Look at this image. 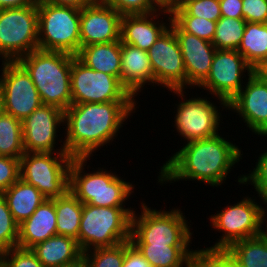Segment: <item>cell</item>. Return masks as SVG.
<instances>
[{
	"label": "cell",
	"mask_w": 267,
	"mask_h": 267,
	"mask_svg": "<svg viewBox=\"0 0 267 267\" xmlns=\"http://www.w3.org/2000/svg\"><path fill=\"white\" fill-rule=\"evenodd\" d=\"M169 27L178 40L186 70V85L199 86L209 75L216 48L212 42L183 32L169 16ZM192 85V86H191Z\"/></svg>",
	"instance_id": "d6986e66"
},
{
	"label": "cell",
	"mask_w": 267,
	"mask_h": 267,
	"mask_svg": "<svg viewBox=\"0 0 267 267\" xmlns=\"http://www.w3.org/2000/svg\"><path fill=\"white\" fill-rule=\"evenodd\" d=\"M122 267H152V266L129 240L125 241V258Z\"/></svg>",
	"instance_id": "b9f144b4"
},
{
	"label": "cell",
	"mask_w": 267,
	"mask_h": 267,
	"mask_svg": "<svg viewBox=\"0 0 267 267\" xmlns=\"http://www.w3.org/2000/svg\"><path fill=\"white\" fill-rule=\"evenodd\" d=\"M238 182L241 184L251 182L263 203L267 200V151L259 156L256 167L251 174L242 175Z\"/></svg>",
	"instance_id": "8d00e7d4"
},
{
	"label": "cell",
	"mask_w": 267,
	"mask_h": 267,
	"mask_svg": "<svg viewBox=\"0 0 267 267\" xmlns=\"http://www.w3.org/2000/svg\"><path fill=\"white\" fill-rule=\"evenodd\" d=\"M245 86L228 103V109L235 110L252 132L267 137V80L253 71Z\"/></svg>",
	"instance_id": "2e32d148"
},
{
	"label": "cell",
	"mask_w": 267,
	"mask_h": 267,
	"mask_svg": "<svg viewBox=\"0 0 267 267\" xmlns=\"http://www.w3.org/2000/svg\"><path fill=\"white\" fill-rule=\"evenodd\" d=\"M87 159L73 158L69 170V191L83 204L124 207L123 203L133 192L132 183L103 168L94 173H84Z\"/></svg>",
	"instance_id": "5b68a950"
},
{
	"label": "cell",
	"mask_w": 267,
	"mask_h": 267,
	"mask_svg": "<svg viewBox=\"0 0 267 267\" xmlns=\"http://www.w3.org/2000/svg\"><path fill=\"white\" fill-rule=\"evenodd\" d=\"M20 178V159L0 156V195Z\"/></svg>",
	"instance_id": "ab89813d"
},
{
	"label": "cell",
	"mask_w": 267,
	"mask_h": 267,
	"mask_svg": "<svg viewBox=\"0 0 267 267\" xmlns=\"http://www.w3.org/2000/svg\"><path fill=\"white\" fill-rule=\"evenodd\" d=\"M1 195L18 225L27 220L46 199L37 188L24 182L21 178Z\"/></svg>",
	"instance_id": "d4e9b609"
},
{
	"label": "cell",
	"mask_w": 267,
	"mask_h": 267,
	"mask_svg": "<svg viewBox=\"0 0 267 267\" xmlns=\"http://www.w3.org/2000/svg\"><path fill=\"white\" fill-rule=\"evenodd\" d=\"M171 16H196L213 22L222 17L219 0H184Z\"/></svg>",
	"instance_id": "d6a6232c"
},
{
	"label": "cell",
	"mask_w": 267,
	"mask_h": 267,
	"mask_svg": "<svg viewBox=\"0 0 267 267\" xmlns=\"http://www.w3.org/2000/svg\"><path fill=\"white\" fill-rule=\"evenodd\" d=\"M243 18L221 17L216 24L212 44L216 49L237 50L245 31Z\"/></svg>",
	"instance_id": "4dcf8cb0"
},
{
	"label": "cell",
	"mask_w": 267,
	"mask_h": 267,
	"mask_svg": "<svg viewBox=\"0 0 267 267\" xmlns=\"http://www.w3.org/2000/svg\"><path fill=\"white\" fill-rule=\"evenodd\" d=\"M120 82L133 97L145 83H153V71L147 51L121 43Z\"/></svg>",
	"instance_id": "7402d4cb"
},
{
	"label": "cell",
	"mask_w": 267,
	"mask_h": 267,
	"mask_svg": "<svg viewBox=\"0 0 267 267\" xmlns=\"http://www.w3.org/2000/svg\"><path fill=\"white\" fill-rule=\"evenodd\" d=\"M135 101L71 104L64 111L66 139L63 145L73 158H90L98 147L114 139L123 122L135 110Z\"/></svg>",
	"instance_id": "6da1fadb"
},
{
	"label": "cell",
	"mask_w": 267,
	"mask_h": 267,
	"mask_svg": "<svg viewBox=\"0 0 267 267\" xmlns=\"http://www.w3.org/2000/svg\"><path fill=\"white\" fill-rule=\"evenodd\" d=\"M242 15L246 22L267 23V0H242Z\"/></svg>",
	"instance_id": "60d3db41"
},
{
	"label": "cell",
	"mask_w": 267,
	"mask_h": 267,
	"mask_svg": "<svg viewBox=\"0 0 267 267\" xmlns=\"http://www.w3.org/2000/svg\"><path fill=\"white\" fill-rule=\"evenodd\" d=\"M3 112L23 121L43 103L29 73L18 61H2Z\"/></svg>",
	"instance_id": "4fadbf2b"
},
{
	"label": "cell",
	"mask_w": 267,
	"mask_h": 267,
	"mask_svg": "<svg viewBox=\"0 0 267 267\" xmlns=\"http://www.w3.org/2000/svg\"><path fill=\"white\" fill-rule=\"evenodd\" d=\"M75 56L36 49L18 62L29 73L43 104L65 111L72 104L71 66Z\"/></svg>",
	"instance_id": "3957f363"
},
{
	"label": "cell",
	"mask_w": 267,
	"mask_h": 267,
	"mask_svg": "<svg viewBox=\"0 0 267 267\" xmlns=\"http://www.w3.org/2000/svg\"><path fill=\"white\" fill-rule=\"evenodd\" d=\"M221 15L230 18H243L242 0H219Z\"/></svg>",
	"instance_id": "7bdbcfd3"
},
{
	"label": "cell",
	"mask_w": 267,
	"mask_h": 267,
	"mask_svg": "<svg viewBox=\"0 0 267 267\" xmlns=\"http://www.w3.org/2000/svg\"><path fill=\"white\" fill-rule=\"evenodd\" d=\"M0 267H5L4 261L0 255Z\"/></svg>",
	"instance_id": "f907efd6"
},
{
	"label": "cell",
	"mask_w": 267,
	"mask_h": 267,
	"mask_svg": "<svg viewBox=\"0 0 267 267\" xmlns=\"http://www.w3.org/2000/svg\"><path fill=\"white\" fill-rule=\"evenodd\" d=\"M246 70L248 76L254 71L237 50L217 49L209 75L198 87L210 90L228 109V103L243 88L241 76Z\"/></svg>",
	"instance_id": "5bb4252c"
},
{
	"label": "cell",
	"mask_w": 267,
	"mask_h": 267,
	"mask_svg": "<svg viewBox=\"0 0 267 267\" xmlns=\"http://www.w3.org/2000/svg\"><path fill=\"white\" fill-rule=\"evenodd\" d=\"M187 267H239L226 250H193Z\"/></svg>",
	"instance_id": "836d02e7"
},
{
	"label": "cell",
	"mask_w": 267,
	"mask_h": 267,
	"mask_svg": "<svg viewBox=\"0 0 267 267\" xmlns=\"http://www.w3.org/2000/svg\"><path fill=\"white\" fill-rule=\"evenodd\" d=\"M3 113V96H2V90L0 86V115Z\"/></svg>",
	"instance_id": "681fc988"
},
{
	"label": "cell",
	"mask_w": 267,
	"mask_h": 267,
	"mask_svg": "<svg viewBox=\"0 0 267 267\" xmlns=\"http://www.w3.org/2000/svg\"><path fill=\"white\" fill-rule=\"evenodd\" d=\"M226 251L239 267H267V233L237 241Z\"/></svg>",
	"instance_id": "83f0119b"
},
{
	"label": "cell",
	"mask_w": 267,
	"mask_h": 267,
	"mask_svg": "<svg viewBox=\"0 0 267 267\" xmlns=\"http://www.w3.org/2000/svg\"><path fill=\"white\" fill-rule=\"evenodd\" d=\"M61 123L64 124V111L57 107L42 104L34 110L22 121L25 152H54Z\"/></svg>",
	"instance_id": "ac0fdd59"
},
{
	"label": "cell",
	"mask_w": 267,
	"mask_h": 267,
	"mask_svg": "<svg viewBox=\"0 0 267 267\" xmlns=\"http://www.w3.org/2000/svg\"><path fill=\"white\" fill-rule=\"evenodd\" d=\"M76 57L87 67L120 80L121 40L81 47Z\"/></svg>",
	"instance_id": "cb8c5ba5"
},
{
	"label": "cell",
	"mask_w": 267,
	"mask_h": 267,
	"mask_svg": "<svg viewBox=\"0 0 267 267\" xmlns=\"http://www.w3.org/2000/svg\"><path fill=\"white\" fill-rule=\"evenodd\" d=\"M72 104L135 101L117 77L87 67L76 56L71 66Z\"/></svg>",
	"instance_id": "8fae6325"
},
{
	"label": "cell",
	"mask_w": 267,
	"mask_h": 267,
	"mask_svg": "<svg viewBox=\"0 0 267 267\" xmlns=\"http://www.w3.org/2000/svg\"><path fill=\"white\" fill-rule=\"evenodd\" d=\"M54 204L57 235L71 237L78 243L83 203L68 190L63 196L55 198Z\"/></svg>",
	"instance_id": "4316f807"
},
{
	"label": "cell",
	"mask_w": 267,
	"mask_h": 267,
	"mask_svg": "<svg viewBox=\"0 0 267 267\" xmlns=\"http://www.w3.org/2000/svg\"><path fill=\"white\" fill-rule=\"evenodd\" d=\"M64 267H85V266H84L83 260L81 259L79 262L75 264L64 266Z\"/></svg>",
	"instance_id": "c3c4849f"
},
{
	"label": "cell",
	"mask_w": 267,
	"mask_h": 267,
	"mask_svg": "<svg viewBox=\"0 0 267 267\" xmlns=\"http://www.w3.org/2000/svg\"><path fill=\"white\" fill-rule=\"evenodd\" d=\"M256 71L260 73L267 80V61Z\"/></svg>",
	"instance_id": "7dc6e473"
},
{
	"label": "cell",
	"mask_w": 267,
	"mask_h": 267,
	"mask_svg": "<svg viewBox=\"0 0 267 267\" xmlns=\"http://www.w3.org/2000/svg\"><path fill=\"white\" fill-rule=\"evenodd\" d=\"M149 1L156 9H158L159 12L164 13L163 15H165V13H168V15H170L176 8L180 6L178 0H149Z\"/></svg>",
	"instance_id": "ee69618b"
},
{
	"label": "cell",
	"mask_w": 267,
	"mask_h": 267,
	"mask_svg": "<svg viewBox=\"0 0 267 267\" xmlns=\"http://www.w3.org/2000/svg\"><path fill=\"white\" fill-rule=\"evenodd\" d=\"M147 52L153 71V84L164 85L184 98L186 70L178 40L169 25Z\"/></svg>",
	"instance_id": "7c38bea8"
},
{
	"label": "cell",
	"mask_w": 267,
	"mask_h": 267,
	"mask_svg": "<svg viewBox=\"0 0 267 267\" xmlns=\"http://www.w3.org/2000/svg\"><path fill=\"white\" fill-rule=\"evenodd\" d=\"M141 206V215L137 217L134 211L131 218L132 244L190 245L192 233L180 209L157 211L151 210L144 203Z\"/></svg>",
	"instance_id": "52a82bcc"
},
{
	"label": "cell",
	"mask_w": 267,
	"mask_h": 267,
	"mask_svg": "<svg viewBox=\"0 0 267 267\" xmlns=\"http://www.w3.org/2000/svg\"><path fill=\"white\" fill-rule=\"evenodd\" d=\"M59 152H25L20 157V178L37 188L46 199L63 196L69 190L73 157L64 145ZM57 154L56 156L53 154Z\"/></svg>",
	"instance_id": "ba28073f"
},
{
	"label": "cell",
	"mask_w": 267,
	"mask_h": 267,
	"mask_svg": "<svg viewBox=\"0 0 267 267\" xmlns=\"http://www.w3.org/2000/svg\"><path fill=\"white\" fill-rule=\"evenodd\" d=\"M0 255L5 267H44L31 249L14 247Z\"/></svg>",
	"instance_id": "74e56055"
},
{
	"label": "cell",
	"mask_w": 267,
	"mask_h": 267,
	"mask_svg": "<svg viewBox=\"0 0 267 267\" xmlns=\"http://www.w3.org/2000/svg\"><path fill=\"white\" fill-rule=\"evenodd\" d=\"M92 251L83 253L82 260L85 267H122L125 258V242L111 247L95 248Z\"/></svg>",
	"instance_id": "1f68e13d"
},
{
	"label": "cell",
	"mask_w": 267,
	"mask_h": 267,
	"mask_svg": "<svg viewBox=\"0 0 267 267\" xmlns=\"http://www.w3.org/2000/svg\"><path fill=\"white\" fill-rule=\"evenodd\" d=\"M171 20L183 31L212 42L217 22L196 16H171Z\"/></svg>",
	"instance_id": "e575fe53"
},
{
	"label": "cell",
	"mask_w": 267,
	"mask_h": 267,
	"mask_svg": "<svg viewBox=\"0 0 267 267\" xmlns=\"http://www.w3.org/2000/svg\"><path fill=\"white\" fill-rule=\"evenodd\" d=\"M38 49L76 56L81 48L80 13L75 6L53 5L37 0Z\"/></svg>",
	"instance_id": "8992f818"
},
{
	"label": "cell",
	"mask_w": 267,
	"mask_h": 267,
	"mask_svg": "<svg viewBox=\"0 0 267 267\" xmlns=\"http://www.w3.org/2000/svg\"><path fill=\"white\" fill-rule=\"evenodd\" d=\"M57 235L54 199H45L33 214L18 227L17 247L31 249Z\"/></svg>",
	"instance_id": "ffe728a7"
},
{
	"label": "cell",
	"mask_w": 267,
	"mask_h": 267,
	"mask_svg": "<svg viewBox=\"0 0 267 267\" xmlns=\"http://www.w3.org/2000/svg\"><path fill=\"white\" fill-rule=\"evenodd\" d=\"M152 267H183L188 265L192 249L188 246L133 244ZM184 264V265H183Z\"/></svg>",
	"instance_id": "f1b7e54d"
},
{
	"label": "cell",
	"mask_w": 267,
	"mask_h": 267,
	"mask_svg": "<svg viewBox=\"0 0 267 267\" xmlns=\"http://www.w3.org/2000/svg\"><path fill=\"white\" fill-rule=\"evenodd\" d=\"M24 153L22 121L3 112L0 115V156L20 159Z\"/></svg>",
	"instance_id": "f546056e"
},
{
	"label": "cell",
	"mask_w": 267,
	"mask_h": 267,
	"mask_svg": "<svg viewBox=\"0 0 267 267\" xmlns=\"http://www.w3.org/2000/svg\"><path fill=\"white\" fill-rule=\"evenodd\" d=\"M238 146L219 134L189 141L161 166L160 183L192 179L220 186L241 158Z\"/></svg>",
	"instance_id": "7a4b0ae2"
},
{
	"label": "cell",
	"mask_w": 267,
	"mask_h": 267,
	"mask_svg": "<svg viewBox=\"0 0 267 267\" xmlns=\"http://www.w3.org/2000/svg\"><path fill=\"white\" fill-rule=\"evenodd\" d=\"M43 1L53 5L75 6L81 9L87 5L97 2L98 0H43Z\"/></svg>",
	"instance_id": "f6af8a7d"
},
{
	"label": "cell",
	"mask_w": 267,
	"mask_h": 267,
	"mask_svg": "<svg viewBox=\"0 0 267 267\" xmlns=\"http://www.w3.org/2000/svg\"><path fill=\"white\" fill-rule=\"evenodd\" d=\"M44 267H64L82 259L83 253L77 240L55 235L31 248Z\"/></svg>",
	"instance_id": "603a6c76"
},
{
	"label": "cell",
	"mask_w": 267,
	"mask_h": 267,
	"mask_svg": "<svg viewBox=\"0 0 267 267\" xmlns=\"http://www.w3.org/2000/svg\"><path fill=\"white\" fill-rule=\"evenodd\" d=\"M37 0H0V9L19 8L34 5Z\"/></svg>",
	"instance_id": "bcb514c9"
},
{
	"label": "cell",
	"mask_w": 267,
	"mask_h": 267,
	"mask_svg": "<svg viewBox=\"0 0 267 267\" xmlns=\"http://www.w3.org/2000/svg\"><path fill=\"white\" fill-rule=\"evenodd\" d=\"M18 227L5 199L0 195V253L17 247Z\"/></svg>",
	"instance_id": "d590c367"
},
{
	"label": "cell",
	"mask_w": 267,
	"mask_h": 267,
	"mask_svg": "<svg viewBox=\"0 0 267 267\" xmlns=\"http://www.w3.org/2000/svg\"><path fill=\"white\" fill-rule=\"evenodd\" d=\"M133 213L130 208L83 204L78 236L82 253L129 241Z\"/></svg>",
	"instance_id": "277c9868"
},
{
	"label": "cell",
	"mask_w": 267,
	"mask_h": 267,
	"mask_svg": "<svg viewBox=\"0 0 267 267\" xmlns=\"http://www.w3.org/2000/svg\"><path fill=\"white\" fill-rule=\"evenodd\" d=\"M121 17L116 9L99 0L81 8V47L119 41Z\"/></svg>",
	"instance_id": "e0dca14e"
},
{
	"label": "cell",
	"mask_w": 267,
	"mask_h": 267,
	"mask_svg": "<svg viewBox=\"0 0 267 267\" xmlns=\"http://www.w3.org/2000/svg\"><path fill=\"white\" fill-rule=\"evenodd\" d=\"M266 210L251 198L246 197L233 206H226L214 216L211 215L213 228L224 232L219 242L207 249L226 250L231 244L258 236L264 232Z\"/></svg>",
	"instance_id": "30bf717a"
},
{
	"label": "cell",
	"mask_w": 267,
	"mask_h": 267,
	"mask_svg": "<svg viewBox=\"0 0 267 267\" xmlns=\"http://www.w3.org/2000/svg\"><path fill=\"white\" fill-rule=\"evenodd\" d=\"M156 12L158 11L148 14L123 15L120 30L121 43L148 51L158 37L168 28L166 23L154 21L158 18Z\"/></svg>",
	"instance_id": "44dd1931"
},
{
	"label": "cell",
	"mask_w": 267,
	"mask_h": 267,
	"mask_svg": "<svg viewBox=\"0 0 267 267\" xmlns=\"http://www.w3.org/2000/svg\"><path fill=\"white\" fill-rule=\"evenodd\" d=\"M38 49L37 2L19 8L0 9V57L18 61Z\"/></svg>",
	"instance_id": "9c48e42d"
},
{
	"label": "cell",
	"mask_w": 267,
	"mask_h": 267,
	"mask_svg": "<svg viewBox=\"0 0 267 267\" xmlns=\"http://www.w3.org/2000/svg\"><path fill=\"white\" fill-rule=\"evenodd\" d=\"M104 4L112 6L122 16L148 14L158 11L149 0H99Z\"/></svg>",
	"instance_id": "f35d334b"
},
{
	"label": "cell",
	"mask_w": 267,
	"mask_h": 267,
	"mask_svg": "<svg viewBox=\"0 0 267 267\" xmlns=\"http://www.w3.org/2000/svg\"><path fill=\"white\" fill-rule=\"evenodd\" d=\"M237 51L256 71L267 61V23L246 22Z\"/></svg>",
	"instance_id": "484cf974"
},
{
	"label": "cell",
	"mask_w": 267,
	"mask_h": 267,
	"mask_svg": "<svg viewBox=\"0 0 267 267\" xmlns=\"http://www.w3.org/2000/svg\"><path fill=\"white\" fill-rule=\"evenodd\" d=\"M175 126L187 142L218 135L220 115L217 107L205 98H192L177 105Z\"/></svg>",
	"instance_id": "9a60e30c"
}]
</instances>
